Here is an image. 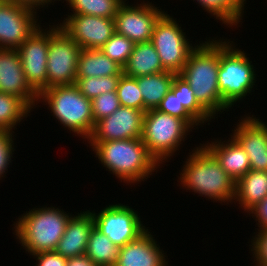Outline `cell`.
<instances>
[{"label": "cell", "instance_id": "603a6c76", "mask_svg": "<svg viewBox=\"0 0 267 266\" xmlns=\"http://www.w3.org/2000/svg\"><path fill=\"white\" fill-rule=\"evenodd\" d=\"M123 75V67L111 60L100 49H81L76 78Z\"/></svg>", "mask_w": 267, "mask_h": 266}, {"label": "cell", "instance_id": "8992f818", "mask_svg": "<svg viewBox=\"0 0 267 266\" xmlns=\"http://www.w3.org/2000/svg\"><path fill=\"white\" fill-rule=\"evenodd\" d=\"M228 40V41H227ZM220 37V66L218 86L224 103L231 108L244 101L256 86V68L244 50L237 49L234 41Z\"/></svg>", "mask_w": 267, "mask_h": 266}, {"label": "cell", "instance_id": "4316f807", "mask_svg": "<svg viewBox=\"0 0 267 266\" xmlns=\"http://www.w3.org/2000/svg\"><path fill=\"white\" fill-rule=\"evenodd\" d=\"M31 110L20 98L0 92V130L16 133L17 125L27 118ZM19 123V124H18Z\"/></svg>", "mask_w": 267, "mask_h": 266}, {"label": "cell", "instance_id": "836d02e7", "mask_svg": "<svg viewBox=\"0 0 267 266\" xmlns=\"http://www.w3.org/2000/svg\"><path fill=\"white\" fill-rule=\"evenodd\" d=\"M160 112L185 119L193 128L203 127L182 105L178 97L169 91L157 107Z\"/></svg>", "mask_w": 267, "mask_h": 266}, {"label": "cell", "instance_id": "5bb4252c", "mask_svg": "<svg viewBox=\"0 0 267 266\" xmlns=\"http://www.w3.org/2000/svg\"><path fill=\"white\" fill-rule=\"evenodd\" d=\"M69 14L57 25L81 49H100L115 33L114 18Z\"/></svg>", "mask_w": 267, "mask_h": 266}, {"label": "cell", "instance_id": "d4e9b609", "mask_svg": "<svg viewBox=\"0 0 267 266\" xmlns=\"http://www.w3.org/2000/svg\"><path fill=\"white\" fill-rule=\"evenodd\" d=\"M198 6H202L205 12L210 14L211 17H215L220 23L236 28L238 24H242L244 15V6H246V0H193Z\"/></svg>", "mask_w": 267, "mask_h": 266}, {"label": "cell", "instance_id": "8d00e7d4", "mask_svg": "<svg viewBox=\"0 0 267 266\" xmlns=\"http://www.w3.org/2000/svg\"><path fill=\"white\" fill-rule=\"evenodd\" d=\"M32 256L38 263L35 266H67V258H64L56 251L41 252Z\"/></svg>", "mask_w": 267, "mask_h": 266}, {"label": "cell", "instance_id": "4fadbf2b", "mask_svg": "<svg viewBox=\"0 0 267 266\" xmlns=\"http://www.w3.org/2000/svg\"><path fill=\"white\" fill-rule=\"evenodd\" d=\"M49 29L40 25L17 49L30 87L39 95L47 89Z\"/></svg>", "mask_w": 267, "mask_h": 266}, {"label": "cell", "instance_id": "ab89813d", "mask_svg": "<svg viewBox=\"0 0 267 266\" xmlns=\"http://www.w3.org/2000/svg\"><path fill=\"white\" fill-rule=\"evenodd\" d=\"M67 266H97L88 256L80 255L67 259Z\"/></svg>", "mask_w": 267, "mask_h": 266}, {"label": "cell", "instance_id": "d6986e66", "mask_svg": "<svg viewBox=\"0 0 267 266\" xmlns=\"http://www.w3.org/2000/svg\"><path fill=\"white\" fill-rule=\"evenodd\" d=\"M94 227V219L89 210L73 214L55 251L67 259L84 255Z\"/></svg>", "mask_w": 267, "mask_h": 266}, {"label": "cell", "instance_id": "6da1fadb", "mask_svg": "<svg viewBox=\"0 0 267 266\" xmlns=\"http://www.w3.org/2000/svg\"><path fill=\"white\" fill-rule=\"evenodd\" d=\"M98 157L99 163L109 173L127 185L141 184L146 181L154 171L162 167L149 153L141 138L113 140V141H87ZM159 168V169H158ZM146 179V180H145ZM123 180V181H122Z\"/></svg>", "mask_w": 267, "mask_h": 266}, {"label": "cell", "instance_id": "f35d334b", "mask_svg": "<svg viewBox=\"0 0 267 266\" xmlns=\"http://www.w3.org/2000/svg\"><path fill=\"white\" fill-rule=\"evenodd\" d=\"M9 1H13L17 4H22V5H25V6H28L30 8H33L35 9L36 11L40 10L41 8L45 7H48V5H54V1H62V0H9ZM41 7V8H40Z\"/></svg>", "mask_w": 267, "mask_h": 266}, {"label": "cell", "instance_id": "83f0119b", "mask_svg": "<svg viewBox=\"0 0 267 266\" xmlns=\"http://www.w3.org/2000/svg\"><path fill=\"white\" fill-rule=\"evenodd\" d=\"M170 91L178 97L183 107L201 124L204 125L214 119L197 101L194 90L179 74L173 79Z\"/></svg>", "mask_w": 267, "mask_h": 266}, {"label": "cell", "instance_id": "4dcf8cb0", "mask_svg": "<svg viewBox=\"0 0 267 266\" xmlns=\"http://www.w3.org/2000/svg\"><path fill=\"white\" fill-rule=\"evenodd\" d=\"M116 92L121 106L139 109L144 112L143 97L135 78L123 74L119 79Z\"/></svg>", "mask_w": 267, "mask_h": 266}, {"label": "cell", "instance_id": "74e56055", "mask_svg": "<svg viewBox=\"0 0 267 266\" xmlns=\"http://www.w3.org/2000/svg\"><path fill=\"white\" fill-rule=\"evenodd\" d=\"M251 214L258 225L257 230L267 229V197H265L260 203L253 207L247 215ZM255 217V218H254Z\"/></svg>", "mask_w": 267, "mask_h": 266}, {"label": "cell", "instance_id": "9c48e42d", "mask_svg": "<svg viewBox=\"0 0 267 266\" xmlns=\"http://www.w3.org/2000/svg\"><path fill=\"white\" fill-rule=\"evenodd\" d=\"M49 25L47 57V88L71 85L76 81V70L81 47L55 23Z\"/></svg>", "mask_w": 267, "mask_h": 266}, {"label": "cell", "instance_id": "7a4b0ae2", "mask_svg": "<svg viewBox=\"0 0 267 266\" xmlns=\"http://www.w3.org/2000/svg\"><path fill=\"white\" fill-rule=\"evenodd\" d=\"M205 39L199 41L190 53L179 75L194 90L199 104L215 119L218 114L230 111V108L222 100L218 86L220 39Z\"/></svg>", "mask_w": 267, "mask_h": 266}, {"label": "cell", "instance_id": "9a60e30c", "mask_svg": "<svg viewBox=\"0 0 267 266\" xmlns=\"http://www.w3.org/2000/svg\"><path fill=\"white\" fill-rule=\"evenodd\" d=\"M144 112L120 106L110 116L95 123L93 133L87 141H113L142 137Z\"/></svg>", "mask_w": 267, "mask_h": 266}, {"label": "cell", "instance_id": "e0dca14e", "mask_svg": "<svg viewBox=\"0 0 267 266\" xmlns=\"http://www.w3.org/2000/svg\"><path fill=\"white\" fill-rule=\"evenodd\" d=\"M0 92L20 98L31 110L38 94L27 83L17 49L0 48Z\"/></svg>", "mask_w": 267, "mask_h": 266}, {"label": "cell", "instance_id": "30bf717a", "mask_svg": "<svg viewBox=\"0 0 267 266\" xmlns=\"http://www.w3.org/2000/svg\"><path fill=\"white\" fill-rule=\"evenodd\" d=\"M89 211L95 227L119 248L137 239L149 228L142 223L138 212L125 204L106 205L98 213Z\"/></svg>", "mask_w": 267, "mask_h": 266}, {"label": "cell", "instance_id": "484cf974", "mask_svg": "<svg viewBox=\"0 0 267 266\" xmlns=\"http://www.w3.org/2000/svg\"><path fill=\"white\" fill-rule=\"evenodd\" d=\"M119 247L96 227L90 233L85 255L97 266H115Z\"/></svg>", "mask_w": 267, "mask_h": 266}, {"label": "cell", "instance_id": "2e32d148", "mask_svg": "<svg viewBox=\"0 0 267 266\" xmlns=\"http://www.w3.org/2000/svg\"><path fill=\"white\" fill-rule=\"evenodd\" d=\"M230 134L250 159V168L267 171V123L260 118L243 115Z\"/></svg>", "mask_w": 267, "mask_h": 266}, {"label": "cell", "instance_id": "f546056e", "mask_svg": "<svg viewBox=\"0 0 267 266\" xmlns=\"http://www.w3.org/2000/svg\"><path fill=\"white\" fill-rule=\"evenodd\" d=\"M121 76L76 78L75 85L87 99L93 100L102 93L116 91Z\"/></svg>", "mask_w": 267, "mask_h": 266}, {"label": "cell", "instance_id": "f1b7e54d", "mask_svg": "<svg viewBox=\"0 0 267 266\" xmlns=\"http://www.w3.org/2000/svg\"><path fill=\"white\" fill-rule=\"evenodd\" d=\"M71 8V14L93 15L104 18H114L121 0H63Z\"/></svg>", "mask_w": 267, "mask_h": 266}, {"label": "cell", "instance_id": "7402d4cb", "mask_svg": "<svg viewBox=\"0 0 267 266\" xmlns=\"http://www.w3.org/2000/svg\"><path fill=\"white\" fill-rule=\"evenodd\" d=\"M166 71L151 41L137 43L123 66V74L136 78Z\"/></svg>", "mask_w": 267, "mask_h": 266}, {"label": "cell", "instance_id": "d6a6232c", "mask_svg": "<svg viewBox=\"0 0 267 266\" xmlns=\"http://www.w3.org/2000/svg\"><path fill=\"white\" fill-rule=\"evenodd\" d=\"M92 115L96 123L100 119L110 116L121 105L116 91L102 93L91 100Z\"/></svg>", "mask_w": 267, "mask_h": 266}, {"label": "cell", "instance_id": "d590c367", "mask_svg": "<svg viewBox=\"0 0 267 266\" xmlns=\"http://www.w3.org/2000/svg\"><path fill=\"white\" fill-rule=\"evenodd\" d=\"M249 244L255 266H267V229L258 230Z\"/></svg>", "mask_w": 267, "mask_h": 266}, {"label": "cell", "instance_id": "8fae6325", "mask_svg": "<svg viewBox=\"0 0 267 266\" xmlns=\"http://www.w3.org/2000/svg\"><path fill=\"white\" fill-rule=\"evenodd\" d=\"M142 1L138 4L137 0L136 4L132 5L128 2L122 3L114 17L115 32L124 35L135 44L151 41L154 26L165 13L152 2Z\"/></svg>", "mask_w": 267, "mask_h": 266}, {"label": "cell", "instance_id": "1f68e13d", "mask_svg": "<svg viewBox=\"0 0 267 266\" xmlns=\"http://www.w3.org/2000/svg\"><path fill=\"white\" fill-rule=\"evenodd\" d=\"M134 45L135 43L130 39L115 32L100 50L123 67L131 55Z\"/></svg>", "mask_w": 267, "mask_h": 266}, {"label": "cell", "instance_id": "277c9868", "mask_svg": "<svg viewBox=\"0 0 267 266\" xmlns=\"http://www.w3.org/2000/svg\"><path fill=\"white\" fill-rule=\"evenodd\" d=\"M71 216L72 213L55 206H36L18 217L13 224V234L29 256L55 251Z\"/></svg>", "mask_w": 267, "mask_h": 266}, {"label": "cell", "instance_id": "ac0fdd59", "mask_svg": "<svg viewBox=\"0 0 267 266\" xmlns=\"http://www.w3.org/2000/svg\"><path fill=\"white\" fill-rule=\"evenodd\" d=\"M153 236L147 229L137 239L120 247L115 266H168V258H165L168 256Z\"/></svg>", "mask_w": 267, "mask_h": 266}, {"label": "cell", "instance_id": "3957f363", "mask_svg": "<svg viewBox=\"0 0 267 266\" xmlns=\"http://www.w3.org/2000/svg\"><path fill=\"white\" fill-rule=\"evenodd\" d=\"M183 162V170L177 180L180 187L213 202H223L222 205L233 203L236 196L235 180L203 144L194 147Z\"/></svg>", "mask_w": 267, "mask_h": 266}, {"label": "cell", "instance_id": "5b68a950", "mask_svg": "<svg viewBox=\"0 0 267 266\" xmlns=\"http://www.w3.org/2000/svg\"><path fill=\"white\" fill-rule=\"evenodd\" d=\"M46 105L56 121L74 136L87 141L93 133L95 122L91 100L87 99L75 84L49 87L38 95V102ZM77 134V135H75Z\"/></svg>", "mask_w": 267, "mask_h": 266}, {"label": "cell", "instance_id": "52a82bcc", "mask_svg": "<svg viewBox=\"0 0 267 266\" xmlns=\"http://www.w3.org/2000/svg\"><path fill=\"white\" fill-rule=\"evenodd\" d=\"M192 129L195 128L185 119L150 109L143 116L141 140L158 163L164 165L179 151Z\"/></svg>", "mask_w": 267, "mask_h": 266}, {"label": "cell", "instance_id": "cb8c5ba5", "mask_svg": "<svg viewBox=\"0 0 267 266\" xmlns=\"http://www.w3.org/2000/svg\"><path fill=\"white\" fill-rule=\"evenodd\" d=\"M175 75L176 73L164 71L135 78L143 97L144 113L150 109H157L170 91Z\"/></svg>", "mask_w": 267, "mask_h": 266}, {"label": "cell", "instance_id": "e575fe53", "mask_svg": "<svg viewBox=\"0 0 267 266\" xmlns=\"http://www.w3.org/2000/svg\"><path fill=\"white\" fill-rule=\"evenodd\" d=\"M13 134L10 131L0 130V180L6 176L9 165L12 164V158H14L12 156L16 150L14 147L17 146L14 145L16 138Z\"/></svg>", "mask_w": 267, "mask_h": 266}, {"label": "cell", "instance_id": "ffe728a7", "mask_svg": "<svg viewBox=\"0 0 267 266\" xmlns=\"http://www.w3.org/2000/svg\"><path fill=\"white\" fill-rule=\"evenodd\" d=\"M223 141L222 139L206 141L203 145L212 153L221 167L237 182L251 168L250 159L242 146L231 136Z\"/></svg>", "mask_w": 267, "mask_h": 266}, {"label": "cell", "instance_id": "ba28073f", "mask_svg": "<svg viewBox=\"0 0 267 266\" xmlns=\"http://www.w3.org/2000/svg\"><path fill=\"white\" fill-rule=\"evenodd\" d=\"M181 26L166 11L156 22L151 38L163 68L176 74L182 71L190 53L198 45L191 43Z\"/></svg>", "mask_w": 267, "mask_h": 266}, {"label": "cell", "instance_id": "7c38bea8", "mask_svg": "<svg viewBox=\"0 0 267 266\" xmlns=\"http://www.w3.org/2000/svg\"><path fill=\"white\" fill-rule=\"evenodd\" d=\"M37 13L13 1H0V48L18 49L41 25Z\"/></svg>", "mask_w": 267, "mask_h": 266}, {"label": "cell", "instance_id": "44dd1931", "mask_svg": "<svg viewBox=\"0 0 267 266\" xmlns=\"http://www.w3.org/2000/svg\"><path fill=\"white\" fill-rule=\"evenodd\" d=\"M267 197V171L250 169L236 182L235 204L243 213H248L253 207Z\"/></svg>", "mask_w": 267, "mask_h": 266}]
</instances>
